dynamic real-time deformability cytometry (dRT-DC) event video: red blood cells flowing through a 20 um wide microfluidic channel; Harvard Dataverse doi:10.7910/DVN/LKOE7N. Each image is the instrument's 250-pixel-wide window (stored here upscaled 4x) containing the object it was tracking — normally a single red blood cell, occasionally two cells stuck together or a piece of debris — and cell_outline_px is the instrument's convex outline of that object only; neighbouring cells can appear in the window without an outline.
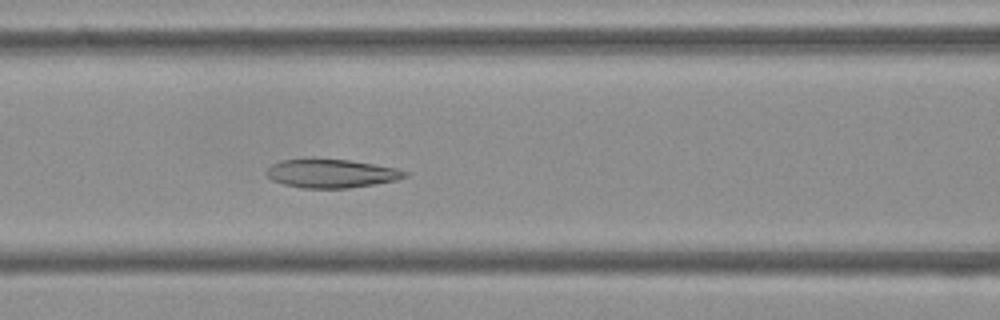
{"species": "Egyptian fruit bat (a non-hibernating species)", "species_latin": "Rousettus aegyptiacus", "temperature_condition": "cold", "stored_images_in_passage": 53, "camera_frame_rate_fps": 3000, "um_per_image_px": 0.085, "frame": {"image": 1, "passage_image": 22, "time_ms": 7.0, "image_size_px": [1000, 320], "cell_outline_px": [[408, 176], [396, 180], [376, 184], [348, 188], [300, 188], [284, 184], [272, 180], [268, 176], [268, 168], [272, 164], [280, 160], [348, 160], [396, 168], [408, 172]], "centroid_in_image_um": [28.19, 14.76], "position_along_channel_um": 138.4, "area_um2": 22.6}}
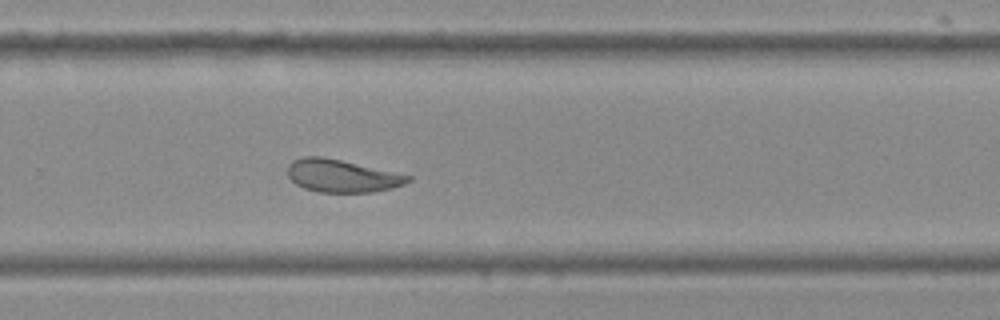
{"frame": {"image": 2, "passage_image": 35, "time_ms": 11.333, "image_size_px": [1000, 320], "cell_outline_px": [[412, 180], [404, 184], [392, 188], [372, 192], [316, 192], [304, 188], [296, 184], [288, 176], [288, 164], [292, 160], [304, 156], [320, 156], [340, 160], [412, 176]], "centroid_in_image_um": [29.04, 14.95], "position_along_channel_um": 300.8, "area_um2": 22.77}}
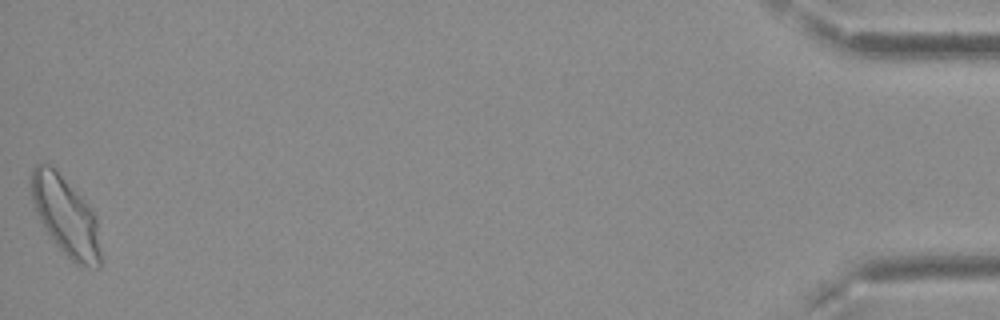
{"frame": {"image": 3, "passage_image": 53, "time_ms": 17.333, "image_size_px": [1000, 320], "cell_outline_px": [[100, 268], [96, 268], [76, 264], [52, 240], [40, 220], [36, 212], [28, 192], [28, 180], [32, 168], [36, 164], [48, 164], [92, 208], [96, 216], [100, 248]], "centroid_in_image_um": [5.54, 18.36], "position_along_channel_um": 429.7, "area_um2": 31.73}, "authors_computed_cell_mechanics": {"area_um2": 25.3164, "velocity_mm_per_s": 3.7544, "shape_relaxation_time_tau1_ms": null, "shape_relaxation_time_tau2_ms": 2.6531, "deformation_change_tau1": null, "deformation_change_tau2": 0.0854}}